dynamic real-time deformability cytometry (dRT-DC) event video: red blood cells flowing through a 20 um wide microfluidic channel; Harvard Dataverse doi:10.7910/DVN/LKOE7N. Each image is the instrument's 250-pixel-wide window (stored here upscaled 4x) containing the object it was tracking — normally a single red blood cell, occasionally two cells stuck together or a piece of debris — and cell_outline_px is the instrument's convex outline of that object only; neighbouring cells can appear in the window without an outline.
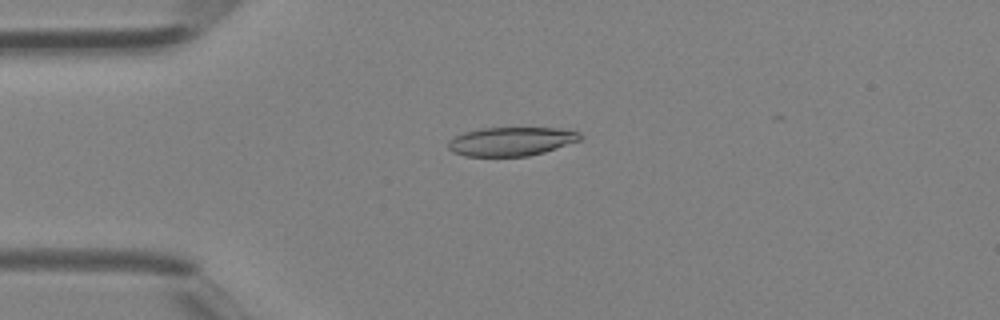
{"species": "Egyptian fruit bat (a non-hibernating species)", "species_latin": "Rousettus aegyptiacus", "temperature_condition": "room temperature", "stored_images_in_passage": 29, "camera_frame_rate_fps": 3000, "um_per_image_px": 0.085, "animal": {"sex": "female"}, "frame": {"image": 1, "passage_image": 3, "time_ms": 0.667, "image_size_px": [1000, 320], "cell_outline_px": [[584, 136], [580, 140], [544, 152], [528, 156], [464, 156], [452, 152], [448, 148], [448, 140], [464, 132], [480, 128], [556, 128], [580, 132]], "centroid_in_image_um": [43.44, 12.02], "position_along_channel_um": 41.6, "area_um2": 22.14}}
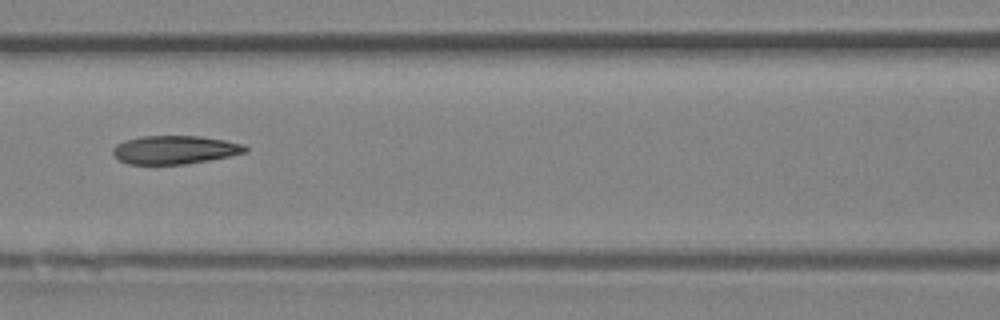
{"frame": {"image": 2, "passage_image": 11, "time_ms": 3.333, "image_size_px": [1000, 320], "cell_outline_px": [[248, 152], [188, 164], [128, 164], [112, 156], [112, 148], [116, 144], [124, 140], [140, 136], [200, 136], [224, 140], [244, 144], [248, 148]], "centroid_in_image_um": [14.82, 12.73], "position_along_channel_um": 151.8, "area_um2": 22.08}}
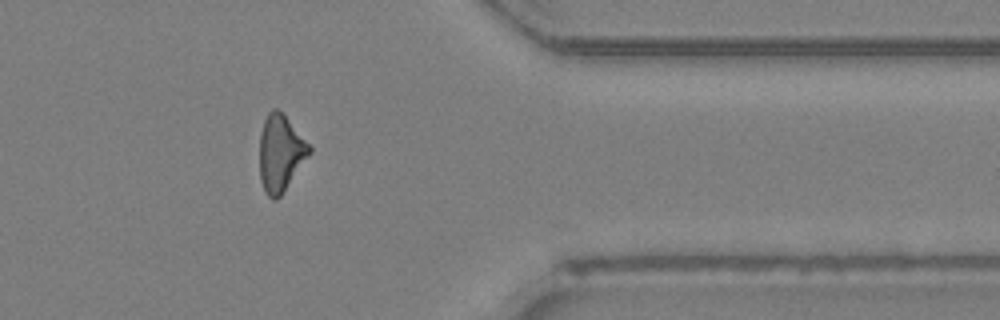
{"frame": {"image": 3, "passage_image": 26, "time_ms": 8.333, "image_size_px": [1000, 320], "cell_outline_px": [[312, 152], [280, 196], [276, 200], [272, 200], [264, 192], [260, 180], [260, 132], [264, 120], [268, 112], [272, 108], [276, 108], [288, 120], [312, 148]], "centroid_in_image_um": [23.82, 13.04], "position_along_channel_um": 387.6, "area_um2": 22.02}}